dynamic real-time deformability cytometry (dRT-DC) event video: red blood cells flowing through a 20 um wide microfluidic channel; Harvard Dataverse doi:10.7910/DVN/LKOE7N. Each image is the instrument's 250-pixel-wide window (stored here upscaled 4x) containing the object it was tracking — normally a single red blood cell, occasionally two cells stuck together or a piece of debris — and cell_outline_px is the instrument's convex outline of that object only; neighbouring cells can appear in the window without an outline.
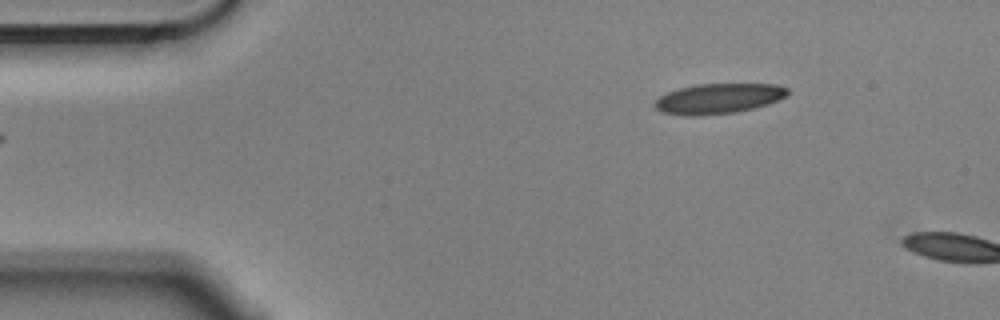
{"species": "Egyptian fruit bat (a non-hibernating species)", "species_latin": "Rousettus aegyptiacus", "temperature_condition": "cold", "stored_images_in_passage": 2, "camera_frame_rate_fps": 3000, "um_per_image_px": 0.085, "animal": {"sex": "male"}, "frame": {"image": 1, "passage_image": 2, "time_ms": 0.333, "image_size_px": [1000, 320], "cell_outline_px": [[788, 92], [784, 96], [768, 104], [736, 112], [700, 116], [684, 116], [664, 112], [656, 108], [652, 104], [660, 96], [668, 92], [680, 88], [696, 84], [776, 84], [788, 88]], "centroid_in_image_um": [61.03, 8.38], "position_along_channel_um": 24.0, "area_um2": 23.24}}